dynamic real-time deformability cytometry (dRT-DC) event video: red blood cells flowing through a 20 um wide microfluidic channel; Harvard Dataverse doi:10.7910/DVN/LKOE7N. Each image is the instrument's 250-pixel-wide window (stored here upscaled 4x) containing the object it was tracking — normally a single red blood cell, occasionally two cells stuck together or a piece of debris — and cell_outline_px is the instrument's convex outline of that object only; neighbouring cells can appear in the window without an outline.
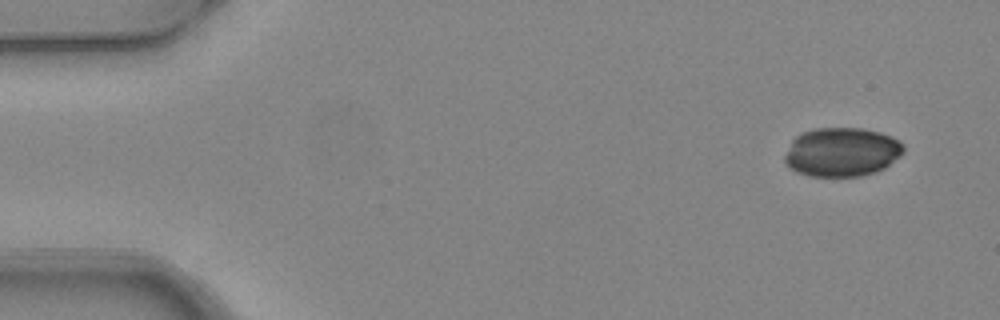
{"species": "common noctule bat (a hibernating species)", "species_latin": "Nyctalus noctula", "temperature_condition": "warm", "stored_images_in_passage": 4, "camera_frame_rate_fps": 3000, "um_per_image_px": 0.085, "animal": {"sex": "female", "body_mass_g": 24.6, "forearm_length_mm": 56.2}, "frame": {"image": 1, "passage_image": 1, "time_ms": 0.0, "image_size_px": [1000, 320], "cell_outline_px": [[904, 152], [900, 156], [884, 168], [876, 172], [860, 176], [812, 176], [796, 172], [784, 160], [784, 156], [792, 140], [796, 136], [804, 132], [816, 128], [864, 128], [880, 132], [892, 136], [900, 140], [904, 144]], "centroid_in_image_um": [71.59, 12.91], "position_along_channel_um": 13.4, "area_um2": 33.99}}
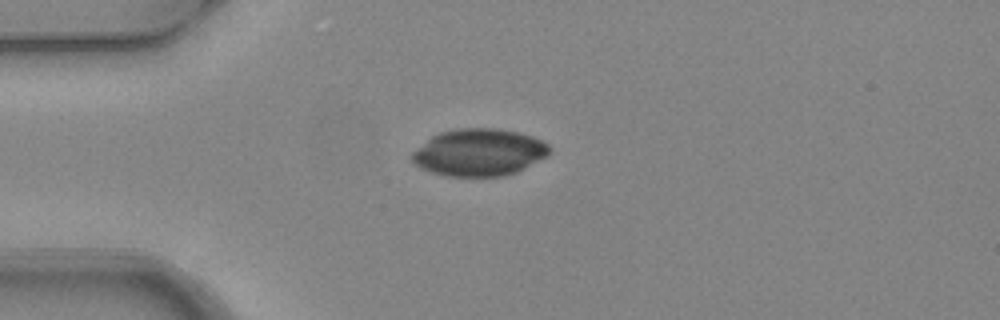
{"frame": {"image": 2, "passage_image": 4, "time_ms": 1.0, "image_size_px": [1000, 320], "cell_outline_px": [[552, 148], [548, 156], [516, 172], [504, 176], [444, 176], [420, 168], [412, 160], [412, 152], [432, 136], [440, 132], [460, 128], [496, 128], [516, 132], [532, 136], [548, 144]], "centroid_in_image_um": [40.74, 12.96], "position_along_channel_um": 44.3, "area_um2": 37.69}}